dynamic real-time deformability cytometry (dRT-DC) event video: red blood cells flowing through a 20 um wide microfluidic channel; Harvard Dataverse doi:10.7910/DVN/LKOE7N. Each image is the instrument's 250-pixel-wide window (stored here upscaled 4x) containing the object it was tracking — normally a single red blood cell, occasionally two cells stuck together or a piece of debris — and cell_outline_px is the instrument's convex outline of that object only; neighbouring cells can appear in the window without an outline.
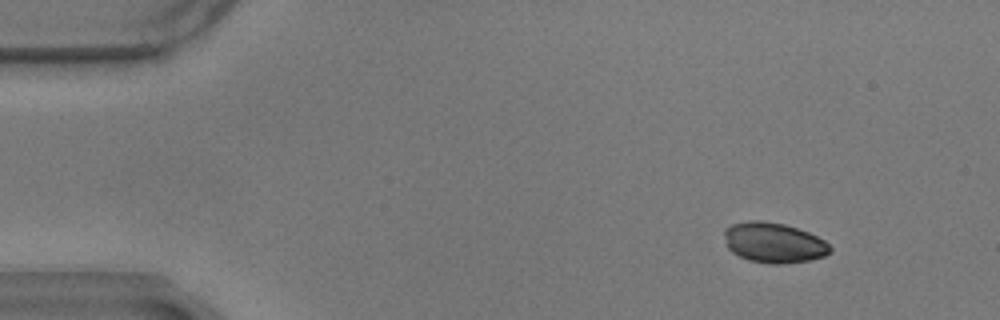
{"species": "common noctule bat (a hibernating species)", "species_latin": "Nyctalus noctula", "temperature_condition": "warm", "stored_images_in_passage": 24, "camera_frame_rate_fps": 3000, "um_per_image_px": 0.085, "animal": {"sex": "male", "body_mass_g": 17.9}, "frame": {"image": 1, "passage_image": 1, "time_ms": 0.0, "image_size_px": [1000, 320], "cell_outline_px": [[832, 252], [824, 256], [808, 260], [780, 264], [772, 264], [748, 260], [732, 252], [728, 248], [724, 236], [724, 228], [732, 224], [752, 220], [760, 220], [784, 224], [808, 232], [824, 240], [832, 248]], "centroid_in_image_um": [65.76, 20.62], "position_along_channel_um": 19.2, "area_um2": 24.74}}
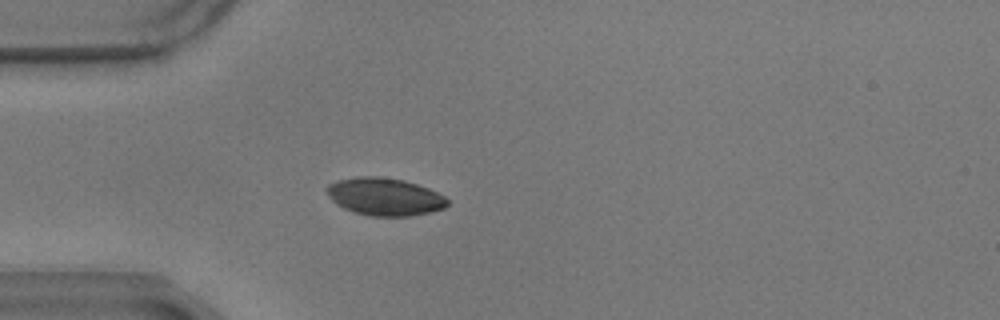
{"frame": {"image": 2, "passage_image": 11, "time_ms": 3.333, "image_size_px": [1000, 320], "cell_outline_px": [[448, 204], [444, 208], [432, 212], [412, 216], [368, 216], [352, 212], [336, 204], [328, 196], [324, 188], [328, 184], [336, 180], [360, 176], [380, 176], [404, 180], [428, 188], [444, 196], [448, 200]], "centroid_in_image_um": [32.66, 16.72], "position_along_channel_um": 52.3, "area_um2": 26.76}}
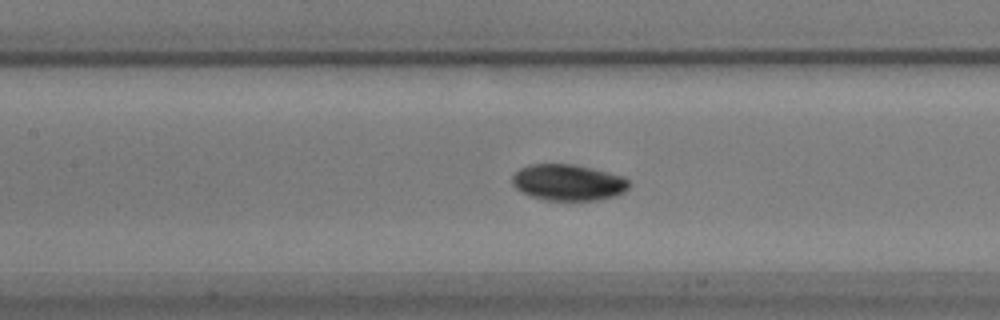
{"frame": {"image": 3, "passage_image": 21, "time_ms": 6.667, "image_size_px": [1000, 320], "cell_outline_px": [[632, 184], [624, 192], [616, 196], [596, 200], [544, 200], [532, 196], [516, 188], [512, 184], [512, 176], [520, 168], [532, 164], [572, 164], [592, 168], [624, 176]], "centroid_in_image_um": [48.33, 15.51], "position_along_channel_um": 159.1, "area_um2": 24.68}}